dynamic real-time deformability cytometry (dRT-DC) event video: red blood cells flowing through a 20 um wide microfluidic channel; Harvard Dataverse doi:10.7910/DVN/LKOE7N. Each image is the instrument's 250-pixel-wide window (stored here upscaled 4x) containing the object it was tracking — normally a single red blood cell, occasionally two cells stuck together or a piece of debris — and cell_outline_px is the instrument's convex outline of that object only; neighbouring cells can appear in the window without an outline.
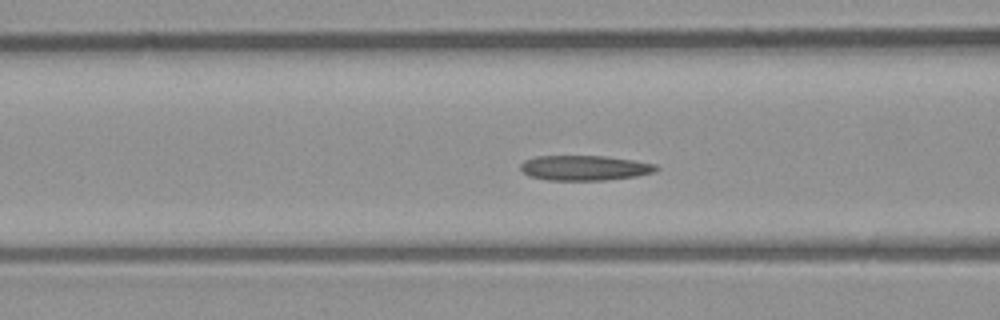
{"species": "common noctule bat (a hibernating species)", "species_latin": "Nyctalus noctula", "temperature_condition": "room temperature", "stored_images_in_passage": 47, "camera_frame_rate_fps": 3000, "um_per_image_px": 0.085, "animal": {"sex": "male", "body_mass_g": 23.1, "forearm_length_mm": 52.7}, "frame": {"image": 1, "passage_image": 15, "time_ms": 4.667, "image_size_px": [1000, 320], "cell_outline_px": [[660, 168], [656, 172], [636, 176], [604, 180], [548, 180], [528, 176], [520, 168], [520, 164], [524, 160], [536, 156], [604, 156], [632, 160], [656, 164]], "centroid_in_image_um": [49.69, 14.27], "position_along_channel_um": 116.9, "area_um2": 19.83}}
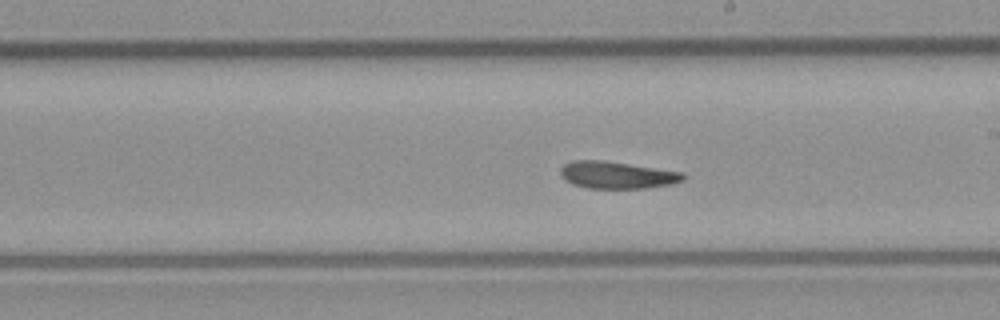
{"frame": {"image": 2, "passage_image": 24, "time_ms": 7.667, "image_size_px": [1000, 320], "cell_outline_px": [[684, 180], [672, 184], [644, 188], [588, 188], [572, 184], [564, 180], [560, 176], [560, 168], [564, 164], [572, 160], [600, 160], [684, 172]], "centroid_in_image_um": [52.4, 14.88], "position_along_channel_um": 236.6, "area_um2": 19.36}}
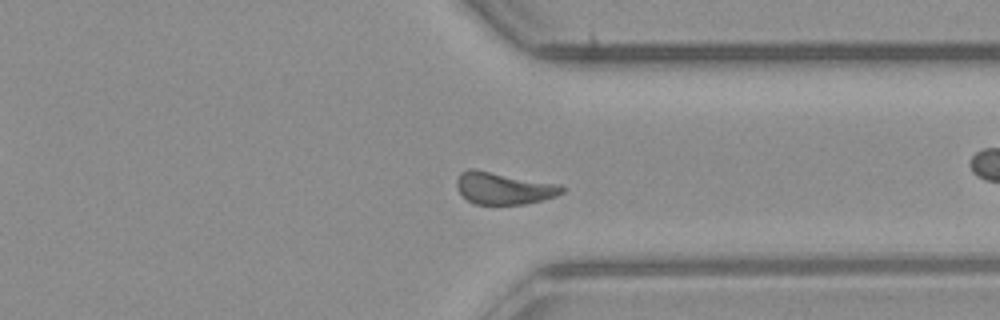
{"frame": {"image": 3, "passage_image": 34, "time_ms": 11.0, "image_size_px": [1000, 320], "cell_outline_px": [[564, 192], [556, 196], [524, 204], [472, 204], [456, 188], [456, 180], [460, 172], [468, 168], [472, 168], [560, 184], [564, 188]], "centroid_in_image_um": [42.78, 15.99], "position_along_channel_um": 368.6, "area_um2": 19.71}, "authors_computed_cell_mechanics": {"area_um2": 19.7098, "velocity_mm_per_s": 3.985, "shape_relaxation_time_tau1_ms": null, "shape_relaxation_time_tau2_ms": 7.334, "deformation_change_tau1": null, "deformation_change_tau2": 0.122}}